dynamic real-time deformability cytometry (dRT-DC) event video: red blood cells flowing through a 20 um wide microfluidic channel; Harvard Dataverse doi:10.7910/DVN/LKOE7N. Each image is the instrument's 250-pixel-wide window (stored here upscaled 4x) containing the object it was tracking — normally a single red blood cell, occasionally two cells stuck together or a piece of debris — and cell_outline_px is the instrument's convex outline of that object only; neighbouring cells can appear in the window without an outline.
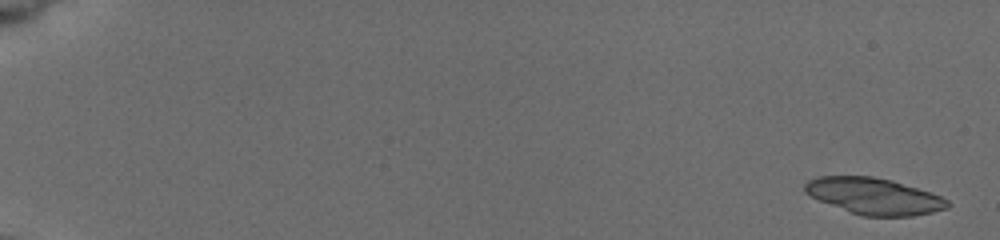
{"species": "common noctule bat (a hibernating species)", "species_latin": "Nyctalus noctula", "temperature_condition": "cold", "stored_images_in_passage": 23, "camera_frame_rate_fps": 3000, "um_per_image_px": 0.085, "animal": {"sex": "female", "body_mass_g": 19.5, "forearm_length_mm": 54.1}, "frame": {"image": 1, "passage_image": 2, "time_ms": 0.333, "image_size_px": [1000, 240], "cell_outline_px": [[952, 204], [948, 208], [932, 212], [912, 216], [860, 216], [820, 200], [804, 192], [804, 184], [808, 180], [820, 176], [872, 176], [892, 180], [940, 196], [948, 200]], "centroid_in_image_um": [74.3, 16.67], "position_along_channel_um": 10.7, "area_um2": 30.06}}